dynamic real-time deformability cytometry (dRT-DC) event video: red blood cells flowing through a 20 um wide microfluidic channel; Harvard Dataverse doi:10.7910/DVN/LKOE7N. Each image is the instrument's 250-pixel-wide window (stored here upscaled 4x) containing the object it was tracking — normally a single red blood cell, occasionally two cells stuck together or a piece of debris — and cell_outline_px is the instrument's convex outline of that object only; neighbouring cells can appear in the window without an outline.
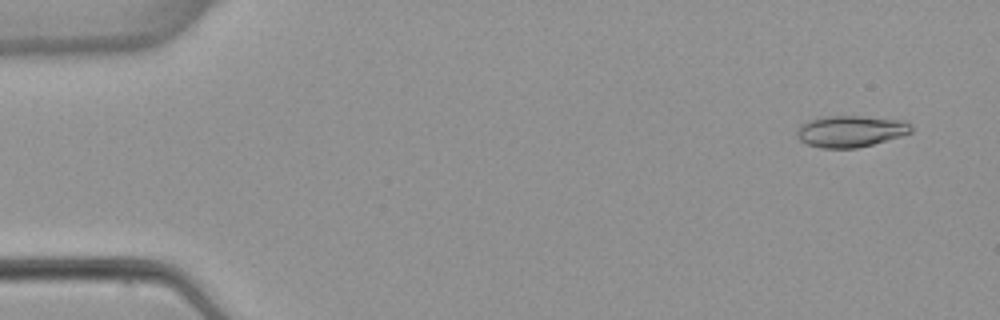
{"species": "common noctule bat (a hibernating species)", "species_latin": "Nyctalus noctula", "temperature_condition": "warm", "stored_images_in_passage": 5, "camera_frame_rate_fps": 3000, "um_per_image_px": 0.085, "animal": {"sex": "female", "body_mass_g": 22.7, "forearm_length_mm": 54.2}, "frame": {"image": 1, "passage_image": 1, "time_ms": 0.0, "image_size_px": [1000, 320], "cell_outline_px": [[912, 132], [900, 136], [872, 144], [856, 148], [820, 148], [808, 144], [800, 140], [796, 136], [796, 132], [800, 124], [808, 120], [828, 116], [860, 116], [904, 120], [912, 124]], "centroid_in_image_um": [72.29, 11.15], "position_along_channel_um": 12.7, "area_um2": 20.98}}
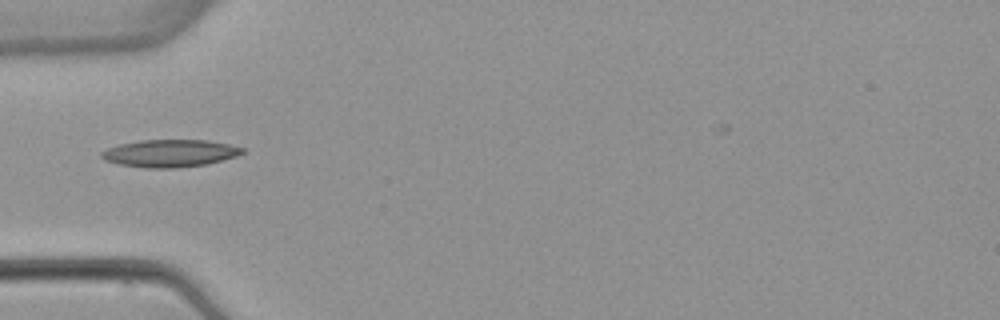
{"frame": {"image": 2, "passage_image": 4, "time_ms": 4.667, "image_size_px": [1000, 320], "cell_outline_px": [[244, 152], [236, 156], [208, 164], [176, 168], [144, 168], [120, 164], [104, 160], [100, 156], [100, 152], [108, 148], [120, 144], [140, 140], [208, 140], [228, 144], [244, 148]], "centroid_in_image_um": [14.43, 13.03], "position_along_channel_um": 70.6, "area_um2": 22.54}}
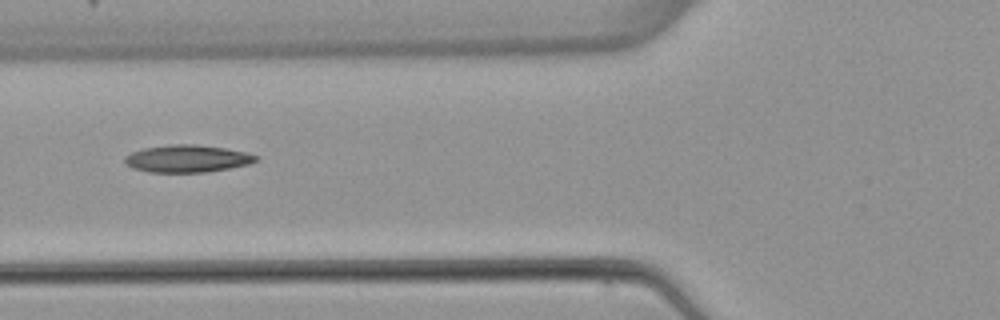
{"frame": {"image": 3, "passage_image": 5, "time_ms": 5.667, "image_size_px": [1000, 320], "cell_outline_px": [[260, 160], [248, 164], [228, 168], [204, 172], [148, 172], [132, 168], [124, 160], [124, 156], [132, 152], [144, 148], [172, 144], [192, 144], [224, 148], [244, 152], [260, 156]], "centroid_in_image_um": [15.92, 13.48], "position_along_channel_um": 109.9, "area_um2": 20.75}}